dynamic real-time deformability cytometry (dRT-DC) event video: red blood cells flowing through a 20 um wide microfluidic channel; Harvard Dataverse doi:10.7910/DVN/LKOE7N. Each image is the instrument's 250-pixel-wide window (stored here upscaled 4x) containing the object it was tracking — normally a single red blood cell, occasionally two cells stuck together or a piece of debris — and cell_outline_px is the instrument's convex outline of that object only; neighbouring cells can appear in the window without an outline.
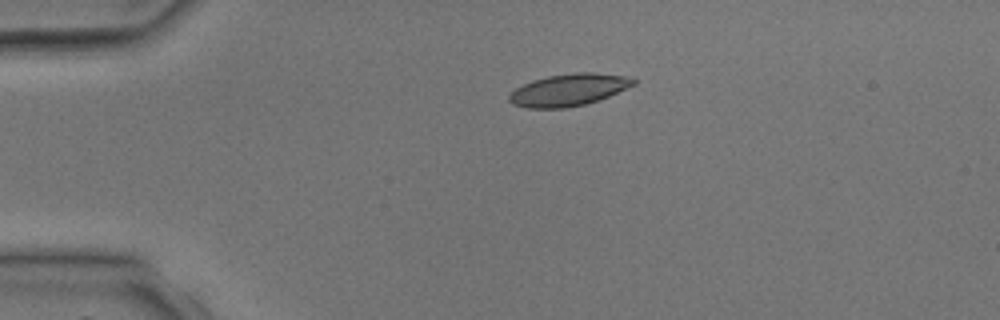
{"species": "common noctule bat (a hibernating species)", "species_latin": "Nyctalus noctula", "temperature_condition": "room temperature", "stored_images_in_passage": 2, "camera_frame_rate_fps": 3000, "um_per_image_px": 0.085, "animal": {"sex": "male", "body_mass_g": 17.9, "forearm_length_mm": 54.2}, "frame": {"image": 1, "passage_image": 1, "time_ms": 0.0, "image_size_px": [1000, 320], "cell_outline_px": [[636, 84], [608, 96], [584, 104], [564, 108], [528, 108], [512, 104], [508, 100], [508, 96], [516, 88], [532, 80], [548, 76], [576, 72], [596, 72], [632, 76], [636, 80]], "centroid_in_image_um": [48.36, 7.62], "position_along_channel_um": 36.6, "area_um2": 23.24}}